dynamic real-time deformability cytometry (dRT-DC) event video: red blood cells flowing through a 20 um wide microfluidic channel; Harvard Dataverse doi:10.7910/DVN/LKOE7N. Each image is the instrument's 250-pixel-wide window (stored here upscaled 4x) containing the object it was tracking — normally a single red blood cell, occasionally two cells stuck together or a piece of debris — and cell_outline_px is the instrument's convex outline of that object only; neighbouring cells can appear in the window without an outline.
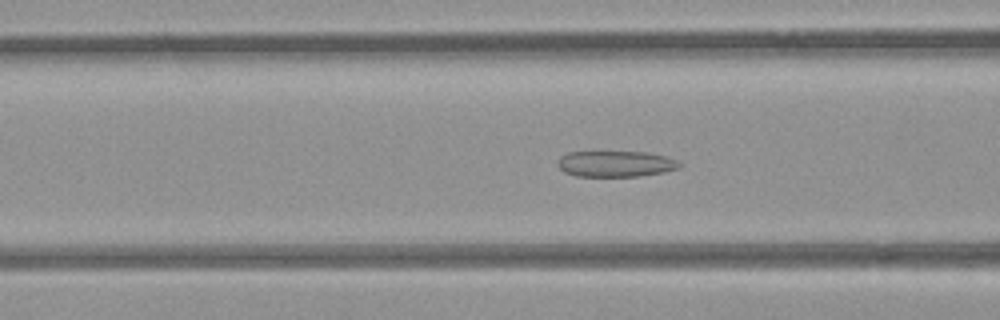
{"species": "common noctule bat (a hibernating species)", "species_latin": "Nyctalus noctula", "temperature_condition": "room temperature", "stored_images_in_passage": 52, "camera_frame_rate_fps": 3000, "um_per_image_px": 0.085, "animal": {"sex": "female", "body_mass_g": 21.9}, "frame": {"image": 1, "passage_image": 19, "time_ms": 6.0, "image_size_px": [1000, 320], "cell_outline_px": [[684, 164], [680, 168], [664, 172], [640, 176], [576, 176], [564, 172], [556, 164], [560, 156], [568, 152], [648, 152], [668, 156], [680, 160]], "centroid_in_image_um": [52.4, 13.92], "position_along_channel_um": 114.2, "area_um2": 18.79}}
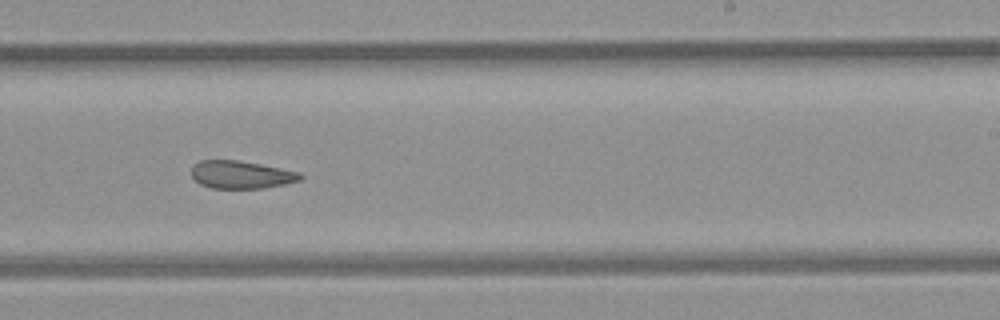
{"frame": {"image": 2, "passage_image": 31, "time_ms": 10.0, "image_size_px": [1000, 320], "cell_outline_px": [[304, 176], [300, 180], [284, 184], [260, 188], [212, 188], [200, 184], [192, 176], [192, 168], [200, 160], [236, 160], [260, 164], [300, 172]], "centroid_in_image_um": [20.51, 14.84], "position_along_channel_um": 268.5, "area_um2": 17.4}}
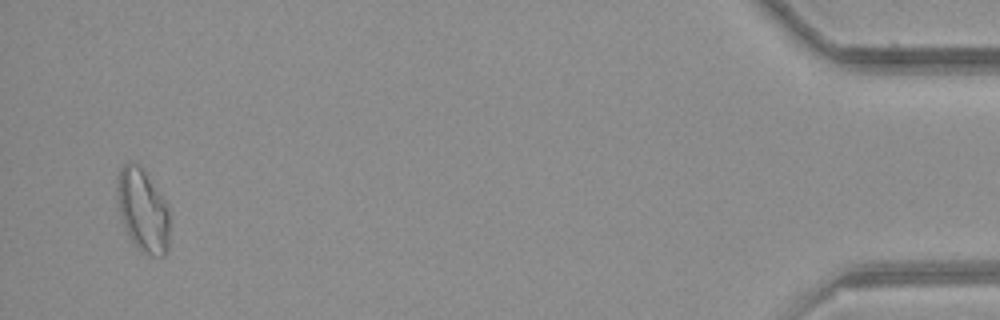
{"frame": {"image": 3, "passage_image": 50, "time_ms": 16.333, "image_size_px": [1000, 320], "cell_outline_px": [[168, 252], [164, 256], [152, 256], [140, 252], [136, 248], [128, 236], [124, 228], [116, 204], [116, 176], [120, 168], [128, 160], [140, 164], [168, 204]], "centroid_in_image_um": [12.09, 17.86], "position_along_channel_um": 423.1, "area_um2": 26.24}, "authors_computed_cell_mechanics": {"area_um2": 20.7791, "velocity_mm_per_s": 3.8544, "shape_relaxation_time_tau1_ms": null, "shape_relaxation_time_tau2_ms": 3.4611, "deformation_change_tau1": null, "deformation_change_tau2": 0.0981}}